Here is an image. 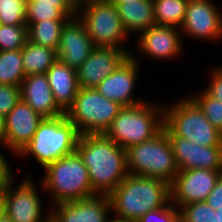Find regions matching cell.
I'll return each instance as SVG.
<instances>
[{"mask_svg": "<svg viewBox=\"0 0 222 222\" xmlns=\"http://www.w3.org/2000/svg\"><path fill=\"white\" fill-rule=\"evenodd\" d=\"M6 216V197L5 195L0 196V219Z\"/></svg>", "mask_w": 222, "mask_h": 222, "instance_id": "obj_39", "label": "cell"}, {"mask_svg": "<svg viewBox=\"0 0 222 222\" xmlns=\"http://www.w3.org/2000/svg\"><path fill=\"white\" fill-rule=\"evenodd\" d=\"M28 40L27 25L0 24V51L22 49Z\"/></svg>", "mask_w": 222, "mask_h": 222, "instance_id": "obj_28", "label": "cell"}, {"mask_svg": "<svg viewBox=\"0 0 222 222\" xmlns=\"http://www.w3.org/2000/svg\"><path fill=\"white\" fill-rule=\"evenodd\" d=\"M137 54L131 53L121 65L109 76H106L95 87L97 91L109 100L117 102L122 107L141 104L145 101L134 97L138 77L140 76V64Z\"/></svg>", "mask_w": 222, "mask_h": 222, "instance_id": "obj_13", "label": "cell"}, {"mask_svg": "<svg viewBox=\"0 0 222 222\" xmlns=\"http://www.w3.org/2000/svg\"><path fill=\"white\" fill-rule=\"evenodd\" d=\"M49 209L51 222H110L113 215L109 195L104 194L61 202Z\"/></svg>", "mask_w": 222, "mask_h": 222, "instance_id": "obj_14", "label": "cell"}, {"mask_svg": "<svg viewBox=\"0 0 222 222\" xmlns=\"http://www.w3.org/2000/svg\"><path fill=\"white\" fill-rule=\"evenodd\" d=\"M217 212V222H222V209L215 210Z\"/></svg>", "mask_w": 222, "mask_h": 222, "instance_id": "obj_41", "label": "cell"}, {"mask_svg": "<svg viewBox=\"0 0 222 222\" xmlns=\"http://www.w3.org/2000/svg\"><path fill=\"white\" fill-rule=\"evenodd\" d=\"M77 17L83 22L95 47L128 50L124 44L128 35L114 4L108 1L90 2L78 7Z\"/></svg>", "mask_w": 222, "mask_h": 222, "instance_id": "obj_9", "label": "cell"}, {"mask_svg": "<svg viewBox=\"0 0 222 222\" xmlns=\"http://www.w3.org/2000/svg\"><path fill=\"white\" fill-rule=\"evenodd\" d=\"M163 105L145 101L122 107L104 134L125 149L145 142L163 129Z\"/></svg>", "mask_w": 222, "mask_h": 222, "instance_id": "obj_3", "label": "cell"}, {"mask_svg": "<svg viewBox=\"0 0 222 222\" xmlns=\"http://www.w3.org/2000/svg\"><path fill=\"white\" fill-rule=\"evenodd\" d=\"M179 211L181 222H217V212L206 201L185 204Z\"/></svg>", "mask_w": 222, "mask_h": 222, "instance_id": "obj_31", "label": "cell"}, {"mask_svg": "<svg viewBox=\"0 0 222 222\" xmlns=\"http://www.w3.org/2000/svg\"><path fill=\"white\" fill-rule=\"evenodd\" d=\"M113 218L136 222L147 212L171 201L170 184L159 179L128 174L109 194Z\"/></svg>", "mask_w": 222, "mask_h": 222, "instance_id": "obj_2", "label": "cell"}, {"mask_svg": "<svg viewBox=\"0 0 222 222\" xmlns=\"http://www.w3.org/2000/svg\"><path fill=\"white\" fill-rule=\"evenodd\" d=\"M25 77L22 49L0 51V84L20 86Z\"/></svg>", "mask_w": 222, "mask_h": 222, "instance_id": "obj_26", "label": "cell"}, {"mask_svg": "<svg viewBox=\"0 0 222 222\" xmlns=\"http://www.w3.org/2000/svg\"><path fill=\"white\" fill-rule=\"evenodd\" d=\"M101 1H108V0H86V4L90 2H101Z\"/></svg>", "mask_w": 222, "mask_h": 222, "instance_id": "obj_45", "label": "cell"}, {"mask_svg": "<svg viewBox=\"0 0 222 222\" xmlns=\"http://www.w3.org/2000/svg\"><path fill=\"white\" fill-rule=\"evenodd\" d=\"M130 55L128 50L95 47L89 57L76 70L79 88H95L112 74Z\"/></svg>", "mask_w": 222, "mask_h": 222, "instance_id": "obj_16", "label": "cell"}, {"mask_svg": "<svg viewBox=\"0 0 222 222\" xmlns=\"http://www.w3.org/2000/svg\"><path fill=\"white\" fill-rule=\"evenodd\" d=\"M188 96L199 106L211 124L222 133V102L212 98L204 90Z\"/></svg>", "mask_w": 222, "mask_h": 222, "instance_id": "obj_29", "label": "cell"}, {"mask_svg": "<svg viewBox=\"0 0 222 222\" xmlns=\"http://www.w3.org/2000/svg\"><path fill=\"white\" fill-rule=\"evenodd\" d=\"M94 48L83 22L77 16L70 18L61 31L57 58L77 70Z\"/></svg>", "mask_w": 222, "mask_h": 222, "instance_id": "obj_18", "label": "cell"}, {"mask_svg": "<svg viewBox=\"0 0 222 222\" xmlns=\"http://www.w3.org/2000/svg\"><path fill=\"white\" fill-rule=\"evenodd\" d=\"M0 222H12L10 220V218L6 215L5 217H3L2 219H0Z\"/></svg>", "mask_w": 222, "mask_h": 222, "instance_id": "obj_44", "label": "cell"}, {"mask_svg": "<svg viewBox=\"0 0 222 222\" xmlns=\"http://www.w3.org/2000/svg\"><path fill=\"white\" fill-rule=\"evenodd\" d=\"M136 222H181L179 209L171 203L164 207L147 212Z\"/></svg>", "mask_w": 222, "mask_h": 222, "instance_id": "obj_32", "label": "cell"}, {"mask_svg": "<svg viewBox=\"0 0 222 222\" xmlns=\"http://www.w3.org/2000/svg\"><path fill=\"white\" fill-rule=\"evenodd\" d=\"M136 0H108L109 3L114 4L115 6L123 3H131Z\"/></svg>", "mask_w": 222, "mask_h": 222, "instance_id": "obj_40", "label": "cell"}, {"mask_svg": "<svg viewBox=\"0 0 222 222\" xmlns=\"http://www.w3.org/2000/svg\"><path fill=\"white\" fill-rule=\"evenodd\" d=\"M6 185L0 180V196L4 194Z\"/></svg>", "mask_w": 222, "mask_h": 222, "instance_id": "obj_43", "label": "cell"}, {"mask_svg": "<svg viewBox=\"0 0 222 222\" xmlns=\"http://www.w3.org/2000/svg\"><path fill=\"white\" fill-rule=\"evenodd\" d=\"M222 170H178L170 184L171 203L178 209L185 204L205 201L219 181Z\"/></svg>", "mask_w": 222, "mask_h": 222, "instance_id": "obj_12", "label": "cell"}, {"mask_svg": "<svg viewBox=\"0 0 222 222\" xmlns=\"http://www.w3.org/2000/svg\"><path fill=\"white\" fill-rule=\"evenodd\" d=\"M57 106L65 113L79 89L77 71L59 59L45 73Z\"/></svg>", "mask_w": 222, "mask_h": 222, "instance_id": "obj_21", "label": "cell"}, {"mask_svg": "<svg viewBox=\"0 0 222 222\" xmlns=\"http://www.w3.org/2000/svg\"><path fill=\"white\" fill-rule=\"evenodd\" d=\"M20 100V86L0 84V116L5 117Z\"/></svg>", "mask_w": 222, "mask_h": 222, "instance_id": "obj_33", "label": "cell"}, {"mask_svg": "<svg viewBox=\"0 0 222 222\" xmlns=\"http://www.w3.org/2000/svg\"><path fill=\"white\" fill-rule=\"evenodd\" d=\"M78 7L86 4V0H72Z\"/></svg>", "mask_w": 222, "mask_h": 222, "instance_id": "obj_42", "label": "cell"}, {"mask_svg": "<svg viewBox=\"0 0 222 222\" xmlns=\"http://www.w3.org/2000/svg\"><path fill=\"white\" fill-rule=\"evenodd\" d=\"M0 146H4L6 150H9L14 156L16 155L8 146H6V128L5 118L0 116Z\"/></svg>", "mask_w": 222, "mask_h": 222, "instance_id": "obj_38", "label": "cell"}, {"mask_svg": "<svg viewBox=\"0 0 222 222\" xmlns=\"http://www.w3.org/2000/svg\"><path fill=\"white\" fill-rule=\"evenodd\" d=\"M0 24L27 25L26 0H0Z\"/></svg>", "mask_w": 222, "mask_h": 222, "instance_id": "obj_30", "label": "cell"}, {"mask_svg": "<svg viewBox=\"0 0 222 222\" xmlns=\"http://www.w3.org/2000/svg\"><path fill=\"white\" fill-rule=\"evenodd\" d=\"M214 210L222 209V173L219 181L205 200Z\"/></svg>", "mask_w": 222, "mask_h": 222, "instance_id": "obj_35", "label": "cell"}, {"mask_svg": "<svg viewBox=\"0 0 222 222\" xmlns=\"http://www.w3.org/2000/svg\"><path fill=\"white\" fill-rule=\"evenodd\" d=\"M178 170H222V146H199L180 136H168Z\"/></svg>", "mask_w": 222, "mask_h": 222, "instance_id": "obj_17", "label": "cell"}, {"mask_svg": "<svg viewBox=\"0 0 222 222\" xmlns=\"http://www.w3.org/2000/svg\"><path fill=\"white\" fill-rule=\"evenodd\" d=\"M76 152L87 167L92 189L109 195L128 175L126 149L102 134L80 135Z\"/></svg>", "mask_w": 222, "mask_h": 222, "instance_id": "obj_1", "label": "cell"}, {"mask_svg": "<svg viewBox=\"0 0 222 222\" xmlns=\"http://www.w3.org/2000/svg\"><path fill=\"white\" fill-rule=\"evenodd\" d=\"M6 156L2 151H0V180L7 185L11 181L14 180V176L17 174L13 173L12 168L10 167L11 164L8 163Z\"/></svg>", "mask_w": 222, "mask_h": 222, "instance_id": "obj_36", "label": "cell"}, {"mask_svg": "<svg viewBox=\"0 0 222 222\" xmlns=\"http://www.w3.org/2000/svg\"><path fill=\"white\" fill-rule=\"evenodd\" d=\"M78 7H52L45 5H26V23L42 20H69L77 16Z\"/></svg>", "mask_w": 222, "mask_h": 222, "instance_id": "obj_27", "label": "cell"}, {"mask_svg": "<svg viewBox=\"0 0 222 222\" xmlns=\"http://www.w3.org/2000/svg\"><path fill=\"white\" fill-rule=\"evenodd\" d=\"M6 146L17 155L32 140L43 117L26 102H20L4 117Z\"/></svg>", "mask_w": 222, "mask_h": 222, "instance_id": "obj_19", "label": "cell"}, {"mask_svg": "<svg viewBox=\"0 0 222 222\" xmlns=\"http://www.w3.org/2000/svg\"><path fill=\"white\" fill-rule=\"evenodd\" d=\"M214 0H189L185 18L180 27L184 37L203 41L222 39V11Z\"/></svg>", "mask_w": 222, "mask_h": 222, "instance_id": "obj_11", "label": "cell"}, {"mask_svg": "<svg viewBox=\"0 0 222 222\" xmlns=\"http://www.w3.org/2000/svg\"><path fill=\"white\" fill-rule=\"evenodd\" d=\"M20 91L21 100L43 118H55L64 115V112L54 101L45 73L26 76L20 85Z\"/></svg>", "mask_w": 222, "mask_h": 222, "instance_id": "obj_20", "label": "cell"}, {"mask_svg": "<svg viewBox=\"0 0 222 222\" xmlns=\"http://www.w3.org/2000/svg\"><path fill=\"white\" fill-rule=\"evenodd\" d=\"M44 170L40 187L51 194L53 205L97 194L90 184L88 169L76 151L50 163Z\"/></svg>", "mask_w": 222, "mask_h": 222, "instance_id": "obj_4", "label": "cell"}, {"mask_svg": "<svg viewBox=\"0 0 222 222\" xmlns=\"http://www.w3.org/2000/svg\"><path fill=\"white\" fill-rule=\"evenodd\" d=\"M123 28L130 36L156 24L153 0H136L116 6Z\"/></svg>", "mask_w": 222, "mask_h": 222, "instance_id": "obj_22", "label": "cell"}, {"mask_svg": "<svg viewBox=\"0 0 222 222\" xmlns=\"http://www.w3.org/2000/svg\"><path fill=\"white\" fill-rule=\"evenodd\" d=\"M181 98L173 104L163 105V129L167 136H180L199 146H222V133L199 106L189 96Z\"/></svg>", "mask_w": 222, "mask_h": 222, "instance_id": "obj_6", "label": "cell"}, {"mask_svg": "<svg viewBox=\"0 0 222 222\" xmlns=\"http://www.w3.org/2000/svg\"><path fill=\"white\" fill-rule=\"evenodd\" d=\"M58 60L57 51L27 40L22 48V62L25 76L43 74Z\"/></svg>", "mask_w": 222, "mask_h": 222, "instance_id": "obj_23", "label": "cell"}, {"mask_svg": "<svg viewBox=\"0 0 222 222\" xmlns=\"http://www.w3.org/2000/svg\"><path fill=\"white\" fill-rule=\"evenodd\" d=\"M110 222H123V221H117L115 219H112Z\"/></svg>", "mask_w": 222, "mask_h": 222, "instance_id": "obj_46", "label": "cell"}, {"mask_svg": "<svg viewBox=\"0 0 222 222\" xmlns=\"http://www.w3.org/2000/svg\"><path fill=\"white\" fill-rule=\"evenodd\" d=\"M26 5H45L52 7H78L72 0H26Z\"/></svg>", "mask_w": 222, "mask_h": 222, "instance_id": "obj_37", "label": "cell"}, {"mask_svg": "<svg viewBox=\"0 0 222 222\" xmlns=\"http://www.w3.org/2000/svg\"><path fill=\"white\" fill-rule=\"evenodd\" d=\"M29 174L24 176L17 187L15 180L6 185V215L12 222H48L50 209L44 211L38 185ZM44 213V214H43ZM46 213V215H45Z\"/></svg>", "mask_w": 222, "mask_h": 222, "instance_id": "obj_10", "label": "cell"}, {"mask_svg": "<svg viewBox=\"0 0 222 222\" xmlns=\"http://www.w3.org/2000/svg\"><path fill=\"white\" fill-rule=\"evenodd\" d=\"M80 134L65 115L44 118L32 140L17 155L32 156L41 168L76 151Z\"/></svg>", "mask_w": 222, "mask_h": 222, "instance_id": "obj_5", "label": "cell"}, {"mask_svg": "<svg viewBox=\"0 0 222 222\" xmlns=\"http://www.w3.org/2000/svg\"><path fill=\"white\" fill-rule=\"evenodd\" d=\"M121 108V105L107 99L96 88H79L64 115L75 125L80 135L102 134Z\"/></svg>", "mask_w": 222, "mask_h": 222, "instance_id": "obj_8", "label": "cell"}, {"mask_svg": "<svg viewBox=\"0 0 222 222\" xmlns=\"http://www.w3.org/2000/svg\"><path fill=\"white\" fill-rule=\"evenodd\" d=\"M189 0H153L157 25L180 28Z\"/></svg>", "mask_w": 222, "mask_h": 222, "instance_id": "obj_25", "label": "cell"}, {"mask_svg": "<svg viewBox=\"0 0 222 222\" xmlns=\"http://www.w3.org/2000/svg\"><path fill=\"white\" fill-rule=\"evenodd\" d=\"M68 20H42L27 23L28 40L34 44L52 48L57 51L61 31Z\"/></svg>", "mask_w": 222, "mask_h": 222, "instance_id": "obj_24", "label": "cell"}, {"mask_svg": "<svg viewBox=\"0 0 222 222\" xmlns=\"http://www.w3.org/2000/svg\"><path fill=\"white\" fill-rule=\"evenodd\" d=\"M127 172L131 175L174 181L178 168L167 133L162 129L153 138L126 149Z\"/></svg>", "mask_w": 222, "mask_h": 222, "instance_id": "obj_7", "label": "cell"}, {"mask_svg": "<svg viewBox=\"0 0 222 222\" xmlns=\"http://www.w3.org/2000/svg\"><path fill=\"white\" fill-rule=\"evenodd\" d=\"M181 35L180 28L155 24L137 35L136 45L146 57L170 60L183 52Z\"/></svg>", "mask_w": 222, "mask_h": 222, "instance_id": "obj_15", "label": "cell"}, {"mask_svg": "<svg viewBox=\"0 0 222 222\" xmlns=\"http://www.w3.org/2000/svg\"><path fill=\"white\" fill-rule=\"evenodd\" d=\"M210 82L204 91L214 99L222 102V66L216 67L211 70Z\"/></svg>", "mask_w": 222, "mask_h": 222, "instance_id": "obj_34", "label": "cell"}]
</instances>
